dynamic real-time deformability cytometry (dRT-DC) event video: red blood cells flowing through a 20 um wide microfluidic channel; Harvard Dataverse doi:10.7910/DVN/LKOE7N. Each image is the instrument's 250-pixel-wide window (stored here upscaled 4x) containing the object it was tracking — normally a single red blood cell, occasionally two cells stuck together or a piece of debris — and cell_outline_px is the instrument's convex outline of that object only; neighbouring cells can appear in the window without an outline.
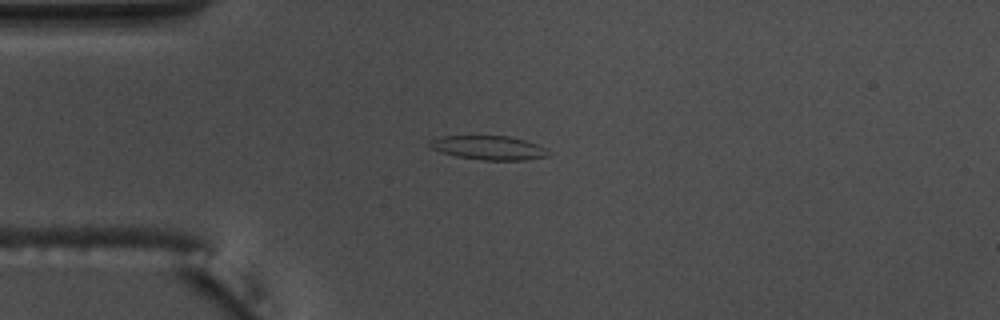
{"species": "common noctule bat (a hibernating species)", "species_latin": "Nyctalus noctula", "temperature_condition": "warm", "stored_images_in_passage": 42, "camera_frame_rate_fps": 3000, "um_per_image_px": 0.085, "animal": {"sex": "male", "body_mass_g": 17.5, "forearm_length_mm": 52.3}, "frame": {"image": 1, "passage_image": 1, "time_ms": 0.0, "image_size_px": [1000, 320], "cell_outline_px": [[552, 152], [548, 156], [524, 160], [480, 160], [456, 156], [440, 152], [432, 148], [428, 144], [428, 140], [444, 136], [508, 136], [524, 140], [536, 144]], "centroid_in_image_um": [41.53, 12.56], "position_along_channel_um": 43.5, "area_um2": 16.59}}
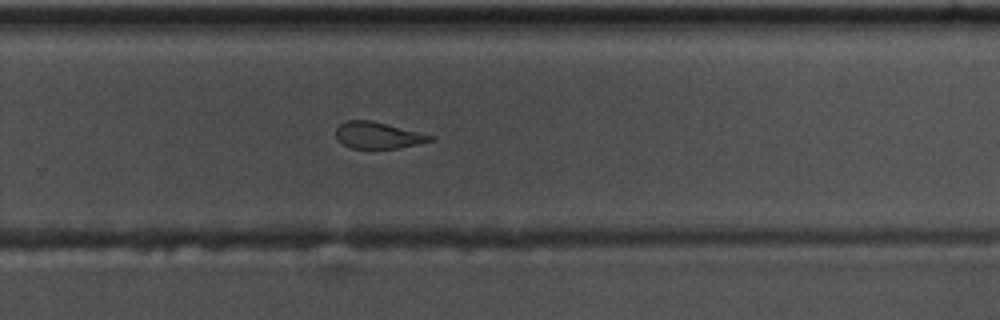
{"frame": {"image": 2, "passage_image": 23, "time_ms": 7.333, "image_size_px": [1000, 320], "cell_outline_px": [[436, 140], [400, 148], [352, 148], [336, 140], [336, 128], [340, 124], [348, 120], [372, 120], [436, 136]], "centroid_in_image_um": [32.17, 11.5], "position_along_channel_um": 297.6, "area_um2": 14.74}}
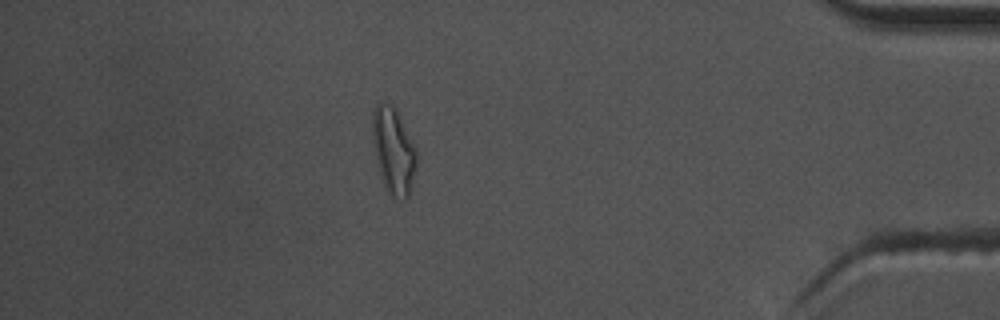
{"frame": {"image": 3, "passage_image": 35, "time_ms": 11.333, "image_size_px": [1000, 320], "cell_outline_px": [[416, 168], [408, 196], [404, 200], [392, 196], [388, 192], [384, 184], [376, 160], [372, 140], [372, 112], [376, 104], [380, 100], [392, 104], [416, 152]], "centroid_in_image_um": [33.4, 12.8], "position_along_channel_um": 401.8, "area_um2": 21.62}, "authors_computed_cell_mechanics": {"area_um2": 16.2418, "velocity_mm_per_s": 3.7257, "shape_relaxation_time_tau1_ms": 5.3469, "shape_relaxation_time_tau2_ms": 3.072, "deformation_change_tau1": 0.1969, "deformation_change_tau2": 0.1139}}